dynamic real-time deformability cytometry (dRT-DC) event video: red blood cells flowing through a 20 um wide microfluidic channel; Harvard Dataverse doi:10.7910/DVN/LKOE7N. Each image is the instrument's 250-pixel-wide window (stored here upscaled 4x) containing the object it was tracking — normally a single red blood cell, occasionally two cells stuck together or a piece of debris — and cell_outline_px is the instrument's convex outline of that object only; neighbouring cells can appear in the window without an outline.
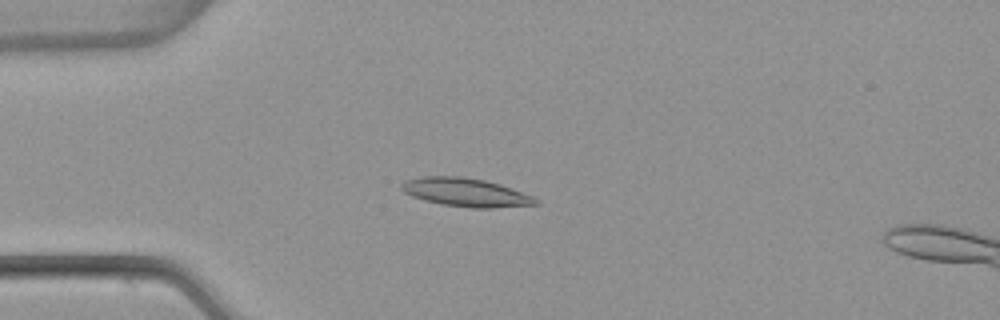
{"species": "common noctule bat (a hibernating species)", "species_latin": "Nyctalus noctula", "temperature_condition": "warm", "stored_images_in_passage": 4, "camera_frame_rate_fps": 3000, "um_per_image_px": 0.085, "animal": {"sex": "female", "body_mass_g": 22.7, "forearm_length_mm": 54.2}, "frame": {"image": 1, "passage_image": 3, "time_ms": 0.667, "image_size_px": [1000, 320], "cell_outline_px": [[540, 204], [492, 208], [472, 208], [440, 204], [424, 200], [412, 196], [404, 192], [400, 188], [400, 184], [404, 180], [424, 176], [460, 176], [484, 180], [500, 184], [532, 196], [540, 200]], "centroid_in_image_um": [39.57, 16.35], "position_along_channel_um": 45.4, "area_um2": 22.31}}